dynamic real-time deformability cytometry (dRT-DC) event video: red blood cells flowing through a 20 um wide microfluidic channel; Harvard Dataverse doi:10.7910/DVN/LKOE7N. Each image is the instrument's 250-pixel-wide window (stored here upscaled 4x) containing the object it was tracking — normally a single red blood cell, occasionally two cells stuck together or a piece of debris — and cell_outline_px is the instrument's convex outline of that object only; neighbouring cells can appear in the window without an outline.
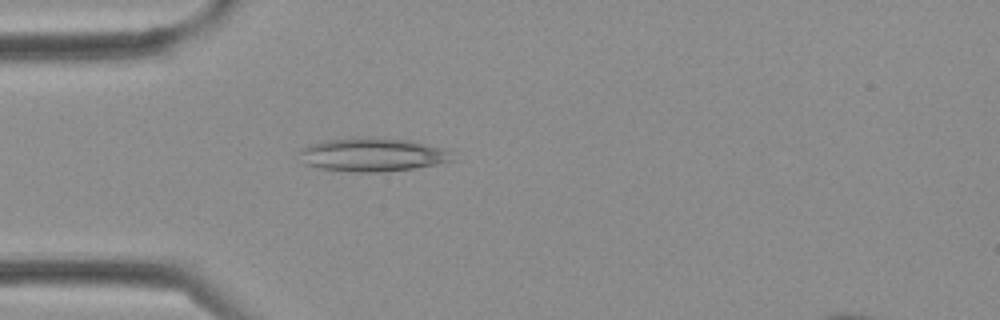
{"species": "Egyptian fruit bat (a non-hibernating species)", "species_latin": "Rousettus aegyptiacus", "temperature_condition": "cold", "stored_images_in_passage": 2, "camera_frame_rate_fps": 3000, "um_per_image_px": 0.085, "frame": {"image": 1, "passage_image": 2, "time_ms": 0.333, "image_size_px": [1000, 320], "cell_outline_px": [[456, 160], [436, 164], [412, 168], [384, 172], [352, 172], [320, 168], [304, 164], [296, 152], [300, 148], [308, 144], [328, 140], [356, 136], [368, 136], [412, 140], [444, 148]], "centroid_in_image_um": [31.6, 13.13], "position_along_channel_um": 53.4, "area_um2": 30.46}}